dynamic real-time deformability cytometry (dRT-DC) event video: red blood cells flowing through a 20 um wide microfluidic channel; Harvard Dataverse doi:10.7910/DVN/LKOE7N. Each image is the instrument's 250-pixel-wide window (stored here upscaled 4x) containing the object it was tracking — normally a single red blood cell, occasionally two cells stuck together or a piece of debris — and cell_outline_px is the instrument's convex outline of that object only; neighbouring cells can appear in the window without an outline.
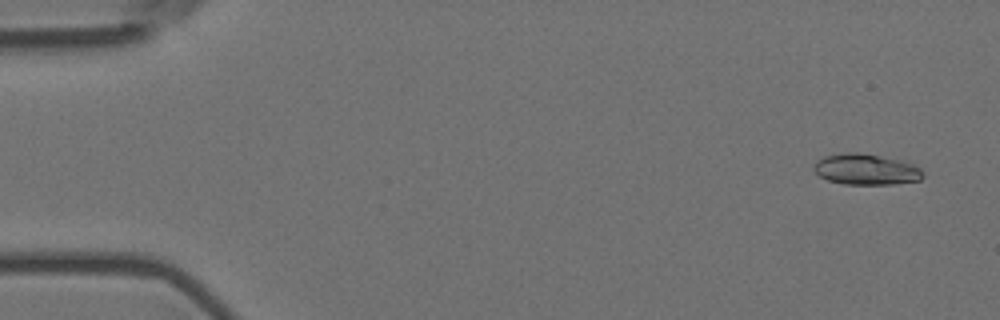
{"species": "Egyptian fruit bat (a non-hibernating species)", "species_latin": "Rousettus aegyptiacus", "temperature_condition": "room temperature", "stored_images_in_passage": 5, "camera_frame_rate_fps": 3000, "um_per_image_px": 0.085, "animal": {"sex": "female"}, "frame": {"image": 1, "passage_image": 1, "time_ms": 0.0, "image_size_px": [1000, 320], "cell_outline_px": [[924, 176], [920, 180], [892, 184], [844, 184], [828, 180], [820, 176], [812, 168], [816, 160], [824, 156], [844, 152], [856, 152], [904, 160], [920, 168], [924, 172]], "centroid_in_image_um": [73.61, 14.39], "position_along_channel_um": 11.4, "area_um2": 19.77}}
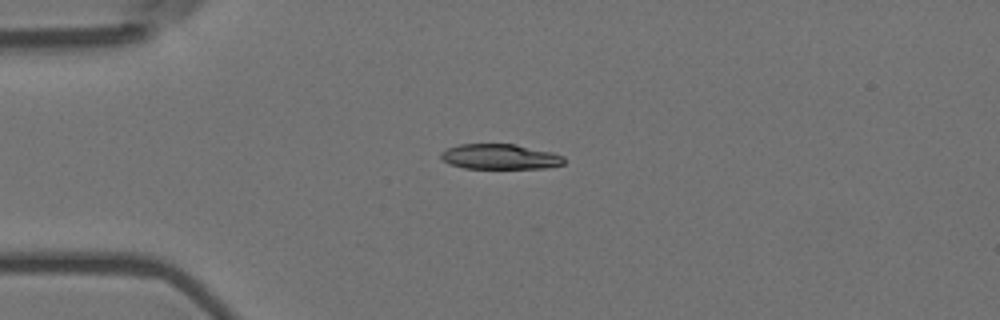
{"frame": {"image": 2, "passage_image": 4, "time_ms": 1.0, "image_size_px": [1000, 320], "cell_outline_px": [[564, 164], [544, 168], [464, 168], [448, 164], [440, 156], [440, 152], [448, 148], [460, 144], [516, 144], [552, 152], [564, 156]], "centroid_in_image_um": [42.5, 13.31], "position_along_channel_um": 42.5, "area_um2": 18.09}}